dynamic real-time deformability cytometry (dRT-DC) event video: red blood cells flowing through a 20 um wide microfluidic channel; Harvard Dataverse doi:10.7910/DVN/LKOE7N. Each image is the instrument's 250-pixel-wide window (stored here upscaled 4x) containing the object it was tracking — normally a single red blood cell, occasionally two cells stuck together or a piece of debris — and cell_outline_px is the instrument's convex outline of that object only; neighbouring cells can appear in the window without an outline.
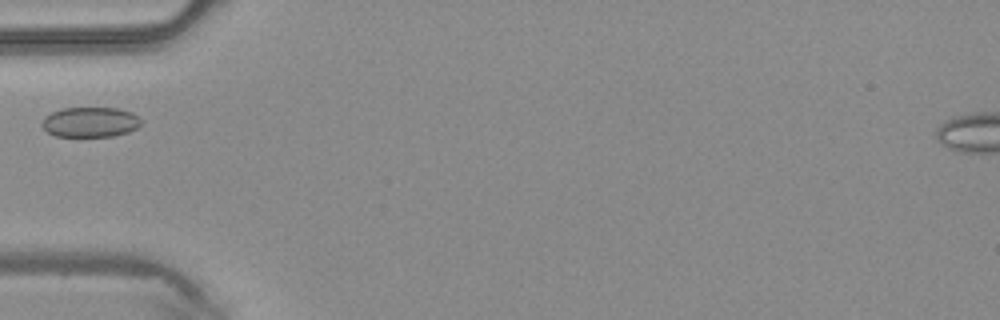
{"species": "common noctule bat (a hibernating species)", "species_latin": "Nyctalus noctula", "temperature_condition": "warm", "stored_images_in_passage": 6, "camera_frame_rate_fps": 3000, "um_per_image_px": 0.085, "animal": {"sex": "male", "body_mass_g": 20.4}, "frame": {"image": 1, "passage_image": 6, "time_ms": 1.667, "image_size_px": [1000, 320], "cell_outline_px": [[140, 124], [136, 128], [128, 132], [112, 136], [56, 136], [48, 132], [40, 124], [44, 116], [60, 108], [116, 108], [132, 112], [140, 120]], "centroid_in_image_um": [7.63, 10.37], "position_along_channel_um": 77.4, "area_um2": 17.28}}